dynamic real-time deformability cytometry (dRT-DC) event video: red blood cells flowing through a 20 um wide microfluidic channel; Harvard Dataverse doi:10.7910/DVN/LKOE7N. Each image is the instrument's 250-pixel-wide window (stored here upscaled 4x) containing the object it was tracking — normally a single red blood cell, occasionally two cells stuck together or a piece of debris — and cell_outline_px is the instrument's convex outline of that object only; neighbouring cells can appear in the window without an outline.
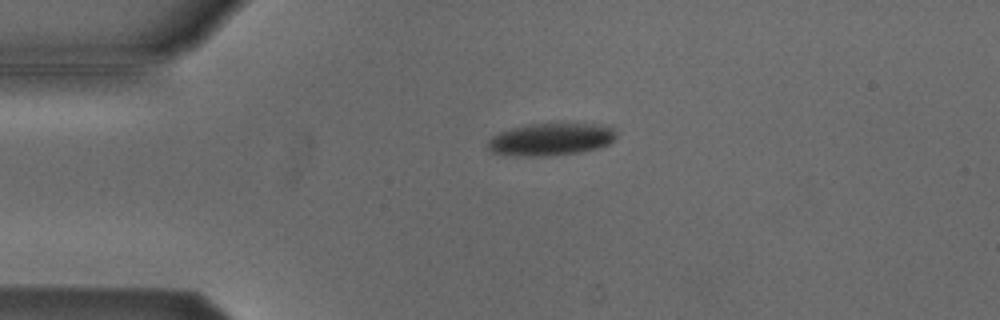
{"species": "Egyptian fruit bat (a non-hibernating species)", "species_latin": "Rousettus aegyptiacus", "temperature_condition": "cold", "stored_images_in_passage": 2, "camera_frame_rate_fps": 3000, "um_per_image_px": 0.085, "animal": {"sex": "male"}, "frame": {"image": 1, "passage_image": 2, "time_ms": 0.333, "image_size_px": [1000, 320], "cell_outline_px": [[616, 136], [608, 144], [600, 148], [580, 152], [548, 156], [516, 156], [492, 152], [488, 148], [488, 140], [492, 136], [500, 132], [512, 128], [532, 124], [588, 124], [612, 128]], "centroid_in_image_um": [46.78, 11.86], "position_along_channel_um": 38.2, "area_um2": 23.87}}